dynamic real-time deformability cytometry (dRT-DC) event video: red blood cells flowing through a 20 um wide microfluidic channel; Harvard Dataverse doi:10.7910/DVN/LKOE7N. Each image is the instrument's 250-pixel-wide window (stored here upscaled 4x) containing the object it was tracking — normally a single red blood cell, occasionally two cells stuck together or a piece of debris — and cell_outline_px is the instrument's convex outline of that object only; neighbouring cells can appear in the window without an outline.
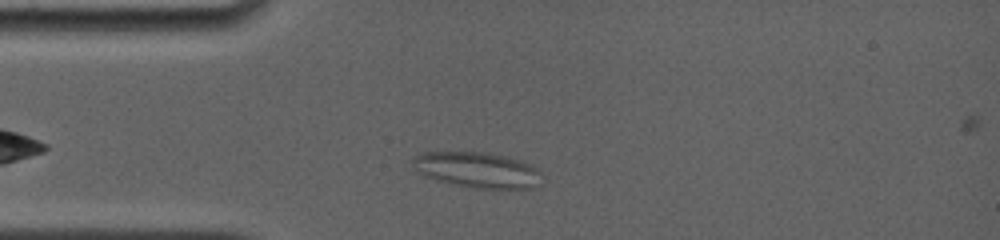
{"species": "common noctule bat (a hibernating species)", "species_latin": "Nyctalus noctula", "temperature_condition": "room temperature", "stored_images_in_passage": 40, "camera_frame_rate_fps": 4000, "um_per_image_px": 0.085, "animal": {"sex": "female", "body_mass_g": 19.0, "forearm_length_mm": 56.7}, "frame": {"image": 1, "passage_image": 6, "time_ms": 1.75, "image_size_px": [1000, 240], "cell_outline_px": [[540, 172], [528, 188], [480, 188], [440, 180], [424, 176], [412, 164], [412, 160], [420, 152], [484, 152], [524, 160], [540, 168]], "centroid_in_image_um": [40.53, 14.39], "position_along_channel_um": 44.5, "area_um2": 25.95}}
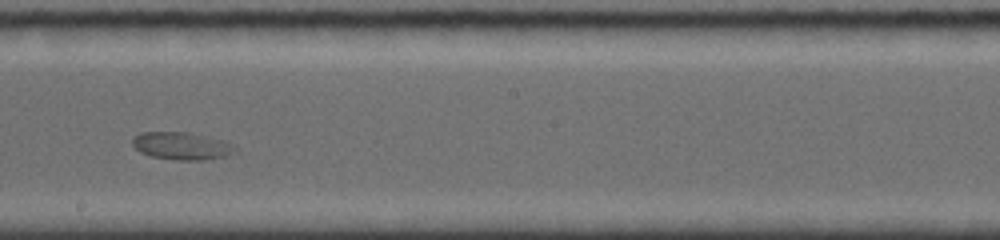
{"frame": {"image": 2, "passage_image": 22, "time_ms": 7.25, "image_size_px": [1000, 240], "cell_outline_px": [[236, 152], [228, 156], [204, 160], [180, 160], [152, 156], [140, 152], [132, 144], [132, 140], [140, 132], [188, 132], [224, 140], [232, 144], [236, 148]], "centroid_in_image_um": [15.49, 12.4], "position_along_channel_um": 232.7, "area_um2": 16.47}}
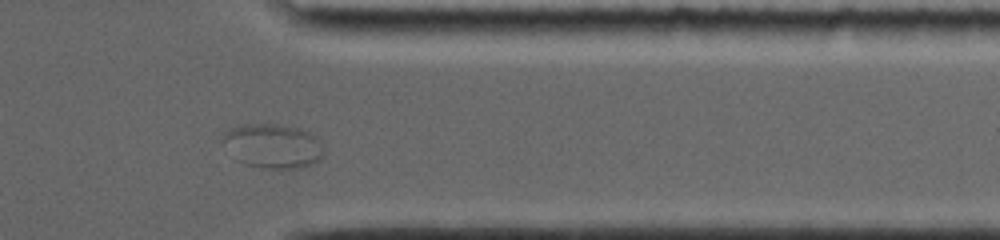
{"frame": {"image": 3, "passage_image": 35, "time_ms": 11.5, "image_size_px": [1000, 240], "cell_outline_px": [[324, 152], [316, 160], [300, 168], [264, 168], [244, 164], [224, 140], [224, 132], [228, 128], [244, 124], [276, 124], [296, 128], [308, 132], [316, 136], [324, 144]], "centroid_in_image_um": [23.25, 12.38], "position_along_channel_um": 388.1, "area_um2": 25.32}}